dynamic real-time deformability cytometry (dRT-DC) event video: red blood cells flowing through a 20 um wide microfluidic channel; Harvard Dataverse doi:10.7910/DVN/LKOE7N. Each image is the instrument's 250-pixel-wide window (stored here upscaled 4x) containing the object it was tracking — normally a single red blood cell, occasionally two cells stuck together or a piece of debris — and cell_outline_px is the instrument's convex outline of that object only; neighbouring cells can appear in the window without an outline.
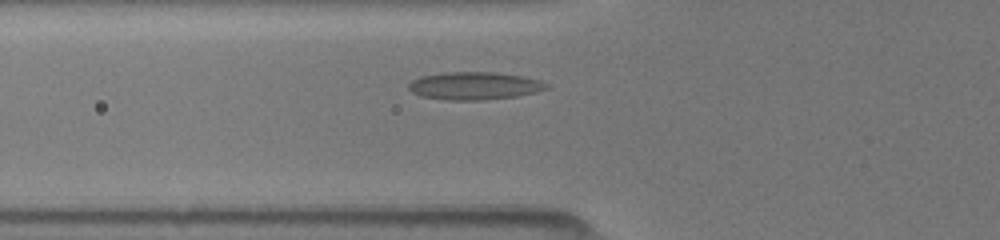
{"species": "common noctule bat (a hibernating species)", "species_latin": "Nyctalus noctula", "temperature_condition": "room temperature", "stored_images_in_passage": 4, "camera_frame_rate_fps": 3000, "um_per_image_px": 0.085, "animal": {"sex": "female", "body_mass_g": 19.5, "forearm_length_mm": 54.1}, "frame": {"image": 1, "passage_image": 3, "time_ms": 0.667, "image_size_px": [1000, 240], "cell_outline_px": [[548, 88], [536, 92], [516, 96], [480, 100], [448, 100], [424, 96], [412, 92], [408, 88], [408, 84], [412, 80], [420, 76], [444, 72], [496, 72], [524, 76], [540, 80], [548, 84]], "centroid_in_image_um": [40.33, 7.28], "position_along_channel_um": 85.5, "area_um2": 22.25}}